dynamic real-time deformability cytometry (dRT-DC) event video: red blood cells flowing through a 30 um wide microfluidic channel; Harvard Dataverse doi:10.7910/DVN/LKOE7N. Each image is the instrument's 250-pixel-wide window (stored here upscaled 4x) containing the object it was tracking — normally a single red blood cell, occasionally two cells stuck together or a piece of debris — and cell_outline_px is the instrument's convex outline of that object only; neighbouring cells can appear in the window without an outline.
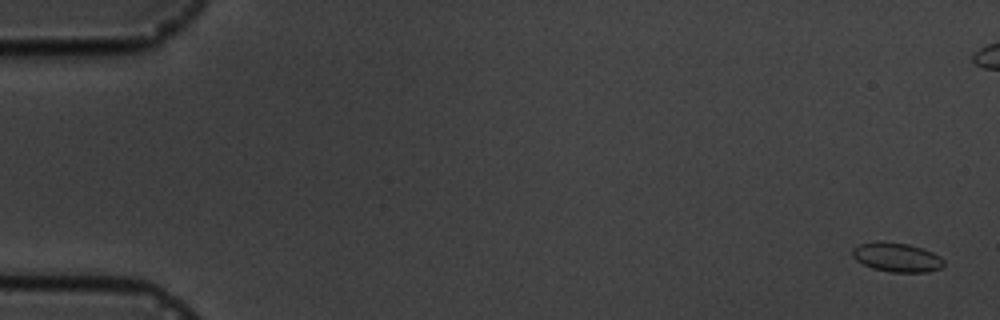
{"species": "common noctule bat (a hibernating species)", "species_latin": "Nyctalus noctula", "temperature_condition": "cold", "stored_images_in_passage": 7, "camera_frame_rate_fps": 3000, "um_per_image_px": 0.085, "animal": {"sex": "male", "body_mass_g": 19.5, "forearm_length_mm": 54.6}, "frame": {"image": 1, "passage_image": 1, "time_ms": 0.0, "image_size_px": [1000, 320], "cell_outline_px": [[944, 264], [940, 268], [928, 272], [892, 272], [872, 268], [856, 260], [852, 256], [852, 248], [860, 244], [880, 240], [884, 240], [908, 244], [932, 252], [940, 256], [944, 260]], "centroid_in_image_um": [76.21, 21.85], "position_along_channel_um": 8.8, "area_um2": 15.61}}